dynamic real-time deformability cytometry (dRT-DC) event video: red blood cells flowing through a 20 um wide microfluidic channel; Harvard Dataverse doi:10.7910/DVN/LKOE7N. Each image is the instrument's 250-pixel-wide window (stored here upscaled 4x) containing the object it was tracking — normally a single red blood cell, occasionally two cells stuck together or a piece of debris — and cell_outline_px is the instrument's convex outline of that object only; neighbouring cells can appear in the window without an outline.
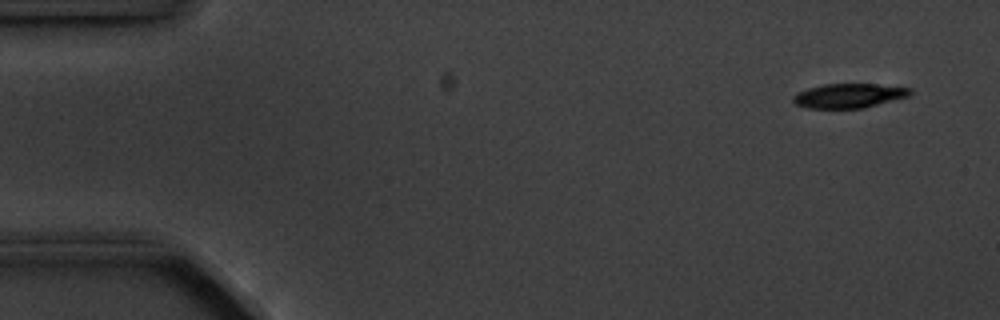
{"species": "common noctule bat (a hibernating species)", "species_latin": "Nyctalus noctula", "temperature_condition": "cold", "stored_images_in_passage": 10, "camera_frame_rate_fps": 3000, "um_per_image_px": 0.085, "animal": {"sex": "male", "body_mass_g": 20.1, "forearm_length_mm": 53.5}, "frame": {"image": 1, "passage_image": 1, "time_ms": 0.0, "image_size_px": [1000, 320], "cell_outline_px": [[912, 92], [908, 96], [864, 108], [808, 108], [796, 104], [792, 100], [792, 96], [796, 92], [808, 88], [824, 84], [876, 84], [912, 88]], "centroid_in_image_um": [72.13, 8.13], "position_along_channel_um": 12.9, "area_um2": 16.59}}
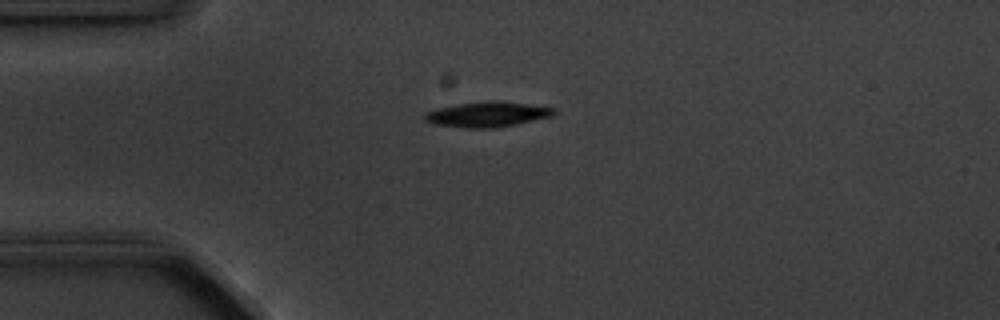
{"frame": {"image": 2, "passage_image": 4, "time_ms": 3.333, "image_size_px": [1000, 320], "cell_outline_px": [[556, 112], [552, 116], [516, 124], [496, 128], [468, 128], [436, 124], [424, 120], [424, 112], [456, 104], [488, 100], [500, 100], [556, 108]], "centroid_in_image_um": [41.44, 9.71], "position_along_channel_um": 43.6, "area_um2": 19.02}}
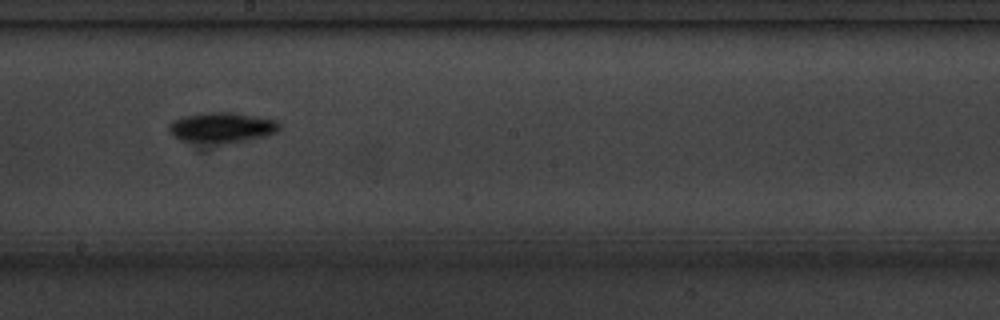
{"frame": {"image": 3, "passage_image": 9, "time_ms": 9.0, "image_size_px": [1000, 320], "cell_outline_px": [[280, 128], [276, 132], [264, 136], [224, 144], [216, 144], [180, 140], [172, 136], [168, 132], [168, 124], [172, 120], [184, 116], [204, 112], [232, 112], [276, 120], [280, 124]], "centroid_in_image_um": [18.79, 10.84], "position_along_channel_um": 229.4, "area_um2": 19.65}}